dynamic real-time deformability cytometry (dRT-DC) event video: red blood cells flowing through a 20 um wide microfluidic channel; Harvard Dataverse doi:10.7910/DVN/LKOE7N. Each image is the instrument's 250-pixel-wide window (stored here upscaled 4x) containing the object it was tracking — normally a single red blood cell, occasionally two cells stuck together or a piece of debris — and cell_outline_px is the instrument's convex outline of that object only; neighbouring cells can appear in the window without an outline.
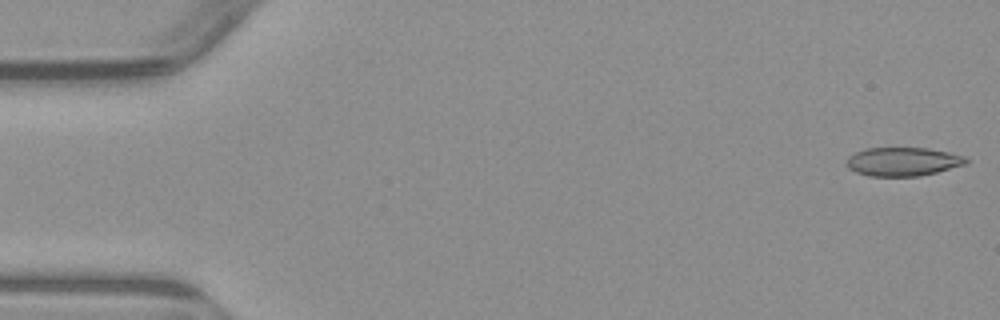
{"species": "common noctule bat (a hibernating species)", "species_latin": "Nyctalus noctula", "temperature_condition": "warm", "stored_images_in_passage": 5, "camera_frame_rate_fps": 3000, "um_per_image_px": 0.085, "animal": {"sex": "male", "body_mass_g": 23.1, "forearm_length_mm": 52.7}, "frame": {"image": 1, "passage_image": 1, "time_ms": 0.0, "image_size_px": [1000, 320], "cell_outline_px": [[968, 164], [920, 176], [868, 176], [856, 172], [848, 168], [848, 156], [856, 152], [868, 148], [928, 148], [948, 152], [964, 156], [968, 160]], "centroid_in_image_um": [76.77, 13.74], "position_along_channel_um": 8.2, "area_um2": 19.88}}
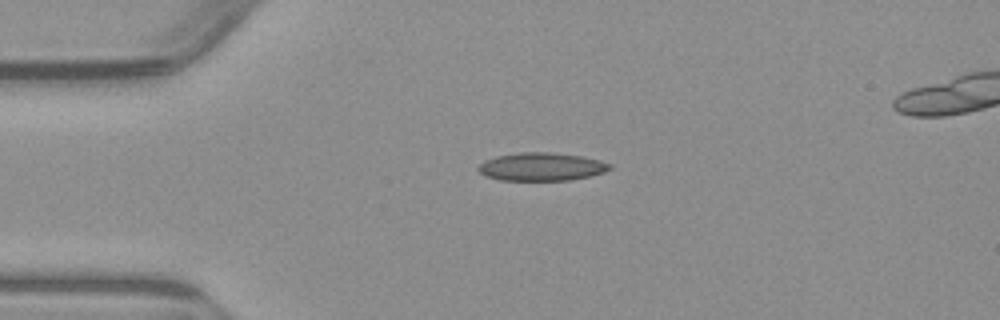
{"frame": {"image": 2, "passage_image": 4, "time_ms": 3.667, "image_size_px": [1000, 320], "cell_outline_px": [[612, 168], [604, 172], [588, 176], [568, 180], [500, 180], [484, 176], [476, 168], [484, 160], [496, 156], [520, 152], [548, 152], [584, 156], [600, 160], [612, 164]], "centroid_in_image_um": [46.01, 14.16], "position_along_channel_um": 39.0, "area_um2": 21.62}}
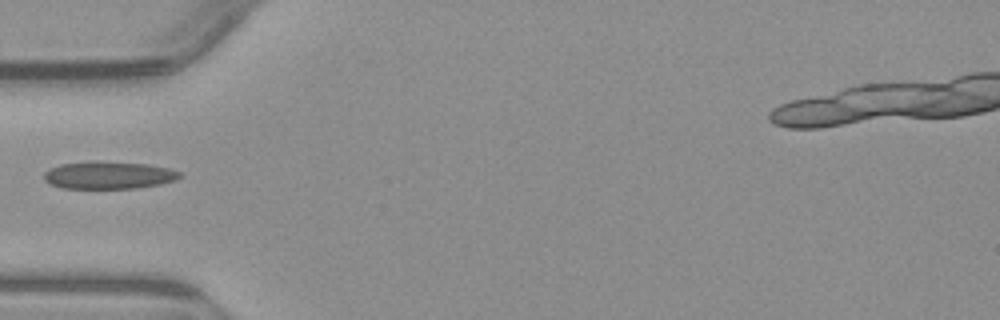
{"frame": {"image": 3, "passage_image": 5, "time_ms": 5.333, "image_size_px": [1000, 320], "cell_outline_px": [[184, 176], [176, 180], [160, 184], [136, 188], [60, 188], [44, 180], [44, 172], [60, 164], [148, 164], [168, 168], [180, 172]], "centroid_in_image_um": [9.3, 14.94], "position_along_channel_um": 75.7, "area_um2": 20.63}}